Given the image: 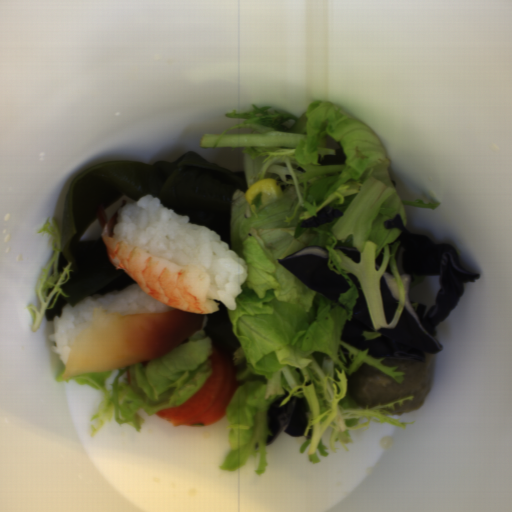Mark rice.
<instances>
[{
	"instance_id": "1",
	"label": "rice",
	"mask_w": 512,
	"mask_h": 512,
	"mask_svg": "<svg viewBox=\"0 0 512 512\" xmlns=\"http://www.w3.org/2000/svg\"><path fill=\"white\" fill-rule=\"evenodd\" d=\"M113 239L177 266L199 269L210 281L206 298L221 300L228 310L237 307V297L248 278L247 260L231 251L213 230L166 209L160 198L148 194L121 207Z\"/></svg>"
},
{
	"instance_id": "2",
	"label": "rice",
	"mask_w": 512,
	"mask_h": 512,
	"mask_svg": "<svg viewBox=\"0 0 512 512\" xmlns=\"http://www.w3.org/2000/svg\"><path fill=\"white\" fill-rule=\"evenodd\" d=\"M96 308L106 309L108 314L120 311L125 314L157 313L174 307L166 305L144 292L139 283L108 295L91 294L74 306L63 305L59 316L53 319V333L48 338L55 342L51 347L63 364L66 365L71 348L78 335L93 322Z\"/></svg>"
}]
</instances>
